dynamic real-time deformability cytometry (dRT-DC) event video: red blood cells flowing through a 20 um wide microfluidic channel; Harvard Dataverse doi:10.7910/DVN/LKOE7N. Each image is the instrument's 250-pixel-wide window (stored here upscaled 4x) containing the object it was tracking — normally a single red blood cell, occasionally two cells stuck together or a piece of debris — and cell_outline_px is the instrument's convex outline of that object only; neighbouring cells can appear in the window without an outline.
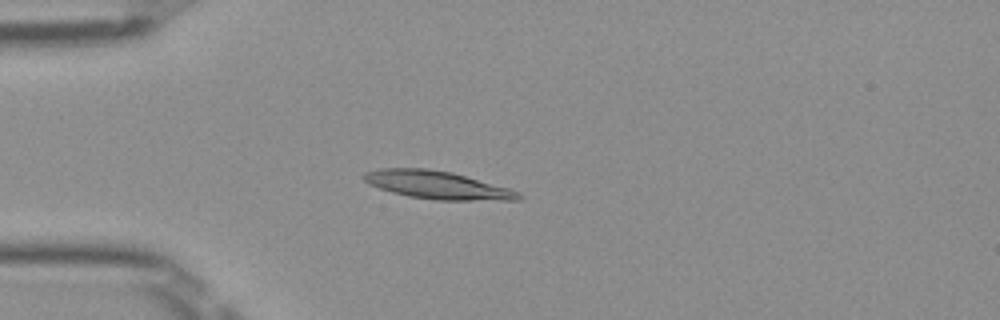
{"species": "Egyptian fruit bat (a non-hibernating species)", "species_latin": "Rousettus aegyptiacus", "temperature_condition": "room temperature", "stored_images_in_passage": 38, "camera_frame_rate_fps": 3000, "um_per_image_px": 0.085, "frame": {"image": 1, "passage_image": 1, "time_ms": 0.0, "image_size_px": [1000, 320], "cell_outline_px": [[520, 200], [436, 200], [408, 196], [392, 192], [368, 184], [360, 176], [364, 172], [380, 168], [428, 168], [452, 172], [508, 188], [520, 192]], "centroid_in_image_um": [37.12, 15.72], "position_along_channel_um": 47.9, "area_um2": 25.14}}
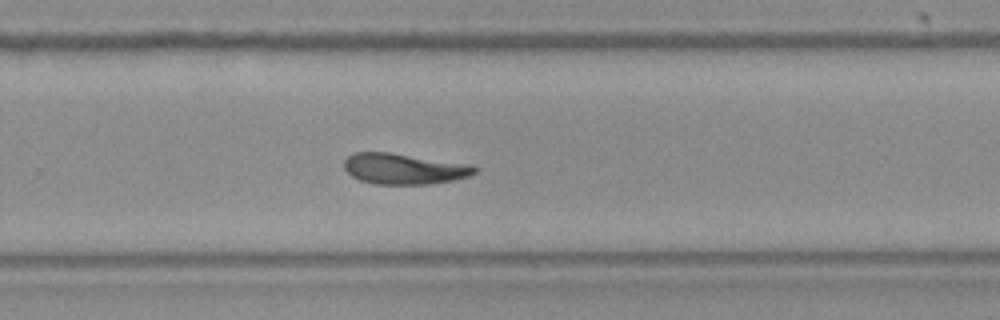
{"frame": {"image": 2, "passage_image": 21, "time_ms": 6.667, "image_size_px": [1000, 320], "cell_outline_px": [[480, 168], [476, 172], [468, 176], [452, 180], [428, 184], [376, 184], [360, 180], [352, 176], [344, 168], [344, 160], [352, 152], [388, 152], [464, 164]], "centroid_in_image_um": [34.27, 14.35], "position_along_channel_um": 295.5, "area_um2": 23.0}}
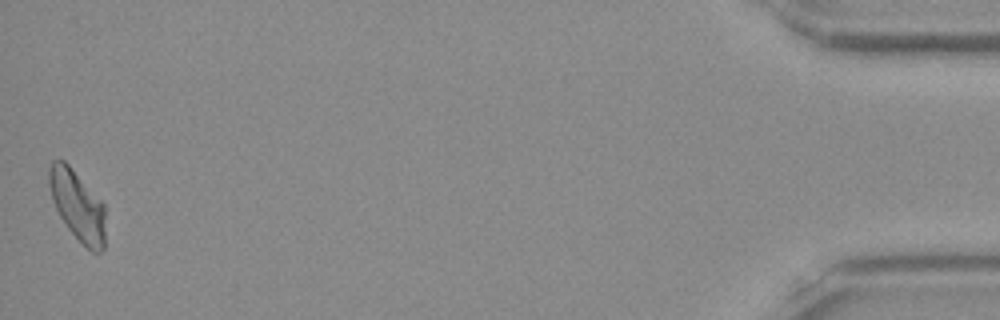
{"frame": {"image": 3, "passage_image": 38, "time_ms": 12.333, "image_size_px": [1000, 320], "cell_outline_px": [[104, 248], [100, 252], [92, 252], [68, 228], [60, 216], [52, 200], [48, 184], [48, 168], [52, 160], [64, 160], [68, 164], [104, 204]], "centroid_in_image_um": [6.56, 17.43], "position_along_channel_um": 428.6, "area_um2": 22.66}, "authors_computed_cell_mechanics": {"area_um2": 23.409, "velocity_mm_per_s": 3.9555, "shape_relaxation_time_tau1_ms": null, "shape_relaxation_time_tau2_ms": 6.2841, "deformation_change_tau1": null, "deformation_change_tau2": 0.1317}}